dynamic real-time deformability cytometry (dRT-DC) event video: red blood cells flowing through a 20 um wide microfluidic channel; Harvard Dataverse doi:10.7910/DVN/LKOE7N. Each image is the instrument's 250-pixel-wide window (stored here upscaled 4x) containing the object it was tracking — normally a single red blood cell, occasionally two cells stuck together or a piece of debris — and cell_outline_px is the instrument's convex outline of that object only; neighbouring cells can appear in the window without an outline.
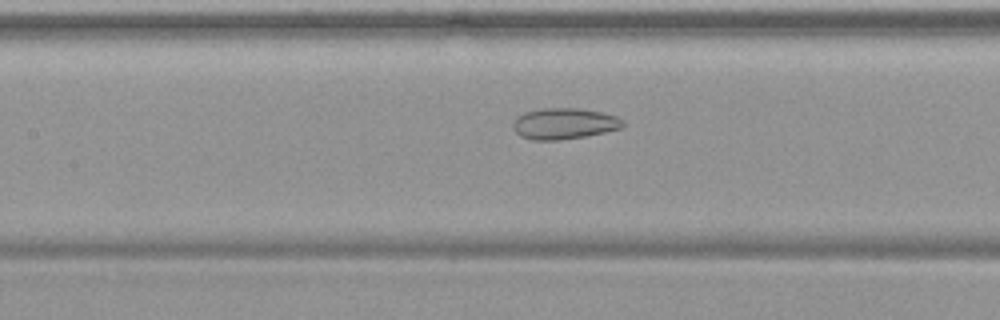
{"species": "common noctule bat (a hibernating species)", "species_latin": "Nyctalus noctula", "temperature_condition": "warm", "stored_images_in_passage": 52, "camera_frame_rate_fps": 3000, "um_per_image_px": 0.085, "animal": {"sex": "female", "body_mass_g": 19.9}, "frame": {"image": 1, "passage_image": 23, "time_ms": 7.333, "image_size_px": [1000, 320], "cell_outline_px": [[624, 124], [620, 128], [604, 132], [584, 136], [560, 140], [532, 140], [520, 136], [512, 128], [512, 124], [516, 116], [524, 112], [540, 108], [580, 108], [604, 112], [616, 116], [624, 120]], "centroid_in_image_um": [47.92, 10.49], "position_along_channel_um": 159.5, "area_um2": 20.11}}
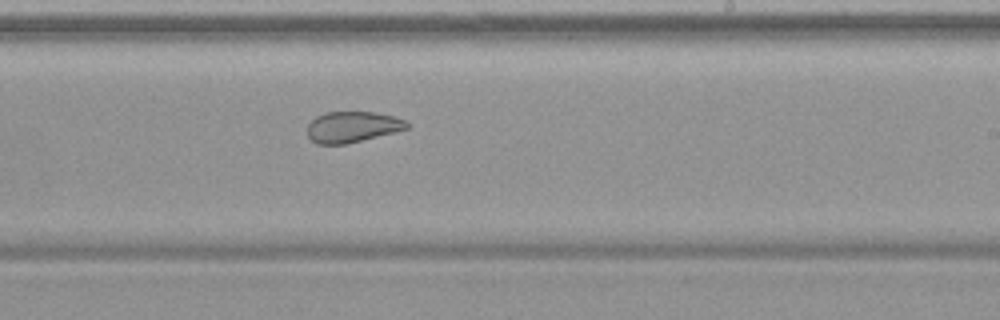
{"frame": {"image": 2, "passage_image": 31, "time_ms": 10.0, "image_size_px": [1000, 320], "cell_outline_px": [[408, 128], [344, 144], [316, 144], [308, 136], [308, 124], [316, 116], [324, 112], [376, 112], [392, 116], [404, 120], [408, 124]], "centroid_in_image_um": [29.89, 10.77], "position_along_channel_um": 259.1, "area_um2": 17.57}}
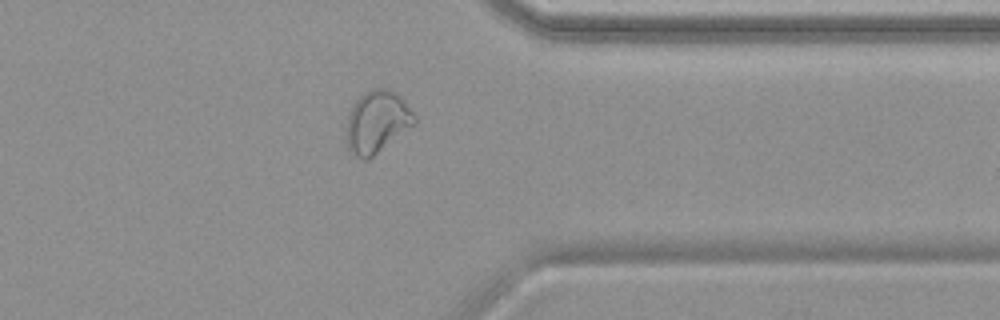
{"frame": {"image": 3, "passage_image": 41, "time_ms": 13.333, "image_size_px": [1000, 320], "cell_outline_px": [[416, 124], [368, 160], [364, 160], [356, 156], [348, 148], [348, 112], [352, 104], [364, 92], [372, 88], [388, 88], [396, 92], [404, 100], [416, 116]], "centroid_in_image_um": [32.08, 10.33], "position_along_channel_um": 379.3, "area_um2": 24.68}, "authors_computed_cell_mechanics": {"area_um2": 25.8944, "velocity_mm_per_s": 3.7636, "shape_relaxation_time_tau1_ms": null, "shape_relaxation_time_tau2_ms": 1.4694, "deformation_change_tau1": null, "deformation_change_tau2": 0.0811}}